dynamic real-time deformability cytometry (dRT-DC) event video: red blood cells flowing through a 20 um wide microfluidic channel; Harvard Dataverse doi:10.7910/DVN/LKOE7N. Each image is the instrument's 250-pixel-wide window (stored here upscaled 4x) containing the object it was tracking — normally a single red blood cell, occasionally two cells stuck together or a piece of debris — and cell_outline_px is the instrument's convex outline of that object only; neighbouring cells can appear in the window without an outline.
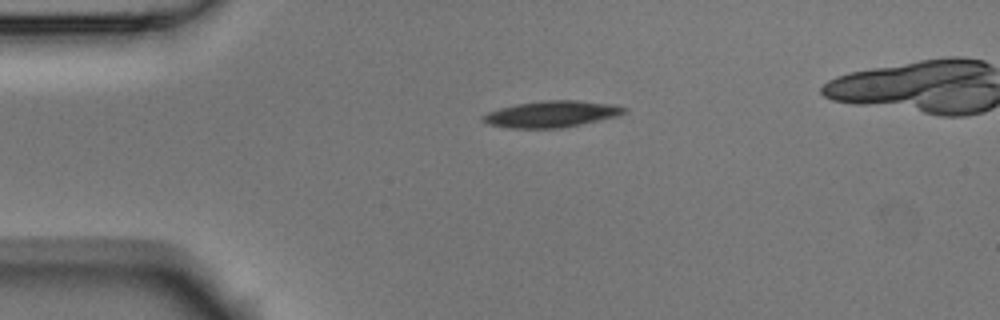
{"species": "Egyptian fruit bat (a non-hibernating species)", "species_latin": "Rousettus aegyptiacus", "temperature_condition": "room temperature", "stored_images_in_passage": 2, "camera_frame_rate_fps": 3000, "um_per_image_px": 0.085, "animal": {"sex": "male"}, "frame": {"image": 1, "passage_image": 1, "time_ms": 0.0, "image_size_px": [1000, 320], "cell_outline_px": [[628, 108], [620, 116], [560, 128], [508, 128], [488, 124], [480, 120], [480, 116], [488, 112], [500, 108], [516, 104], [544, 100], [576, 100], [616, 104]], "centroid_in_image_um": [46.88, 9.69], "position_along_channel_um": 38.1, "area_um2": 21.91}}